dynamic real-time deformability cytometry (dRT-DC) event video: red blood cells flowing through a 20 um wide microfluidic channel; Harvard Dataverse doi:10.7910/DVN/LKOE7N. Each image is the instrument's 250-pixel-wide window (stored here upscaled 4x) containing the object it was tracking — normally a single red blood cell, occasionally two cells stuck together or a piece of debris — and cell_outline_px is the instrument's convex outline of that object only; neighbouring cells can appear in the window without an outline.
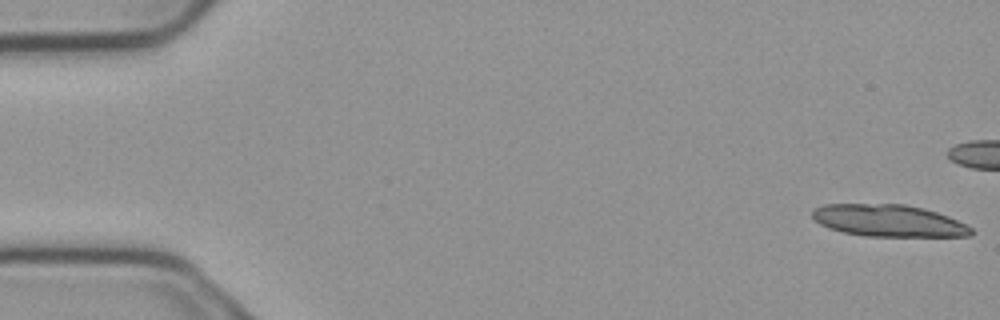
{"species": "common noctule bat (a hibernating species)", "species_latin": "Nyctalus noctula", "temperature_condition": "cold", "stored_images_in_passage": 6, "camera_frame_rate_fps": 3000, "um_per_image_px": 0.085, "animal": {"sex": "male", "body_mass_g": 23.1, "forearm_length_mm": 52.7}, "frame": {"image": 1, "passage_image": 1, "time_ms": 0.0, "image_size_px": [1000, 320], "cell_outline_px": [[972, 236], [864, 236], [840, 232], [828, 228], [812, 220], [812, 208], [824, 204], [904, 204], [924, 208], [948, 216], [972, 228]], "centroid_in_image_um": [75.46, 18.75], "position_along_channel_um": 9.5, "area_um2": 29.77}}